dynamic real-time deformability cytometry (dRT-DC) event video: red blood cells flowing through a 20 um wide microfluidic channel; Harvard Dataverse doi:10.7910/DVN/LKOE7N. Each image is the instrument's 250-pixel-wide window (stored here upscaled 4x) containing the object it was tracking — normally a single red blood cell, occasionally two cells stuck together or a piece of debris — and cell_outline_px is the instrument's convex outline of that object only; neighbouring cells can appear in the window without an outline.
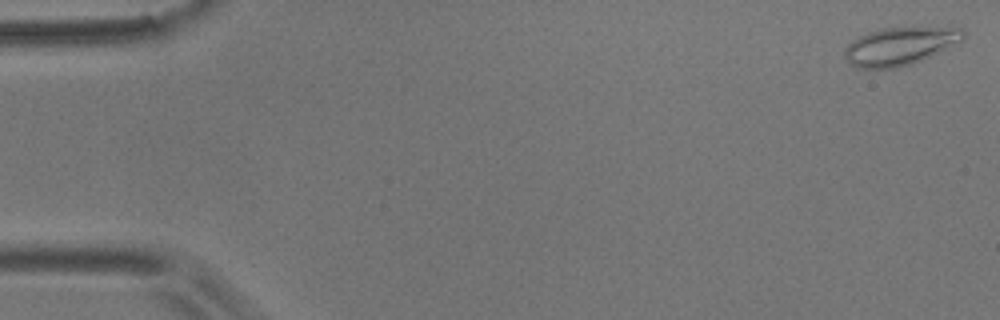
{"species": "common noctule bat (a hibernating species)", "species_latin": "Nyctalus noctula", "temperature_condition": "room temperature", "stored_images_in_passage": 5, "camera_frame_rate_fps": 3000, "um_per_image_px": 0.085, "animal": {"sex": "male", "body_mass_g": 17.9}, "frame": {"image": 1, "passage_image": 1, "time_ms": 0.0, "image_size_px": [1000, 320], "cell_outline_px": [[964, 40], [912, 64], [896, 68], [856, 68], [844, 56], [844, 48], [852, 40], [868, 32], [880, 28], [964, 28]], "centroid_in_image_um": [76.46, 3.93], "position_along_channel_um": 8.5, "area_um2": 25.89}}
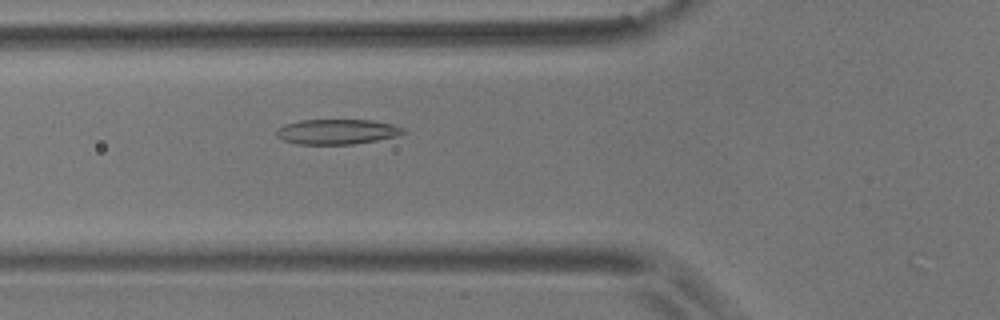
{"frame": {"image": 2, "passage_image": 5, "time_ms": 6.333, "image_size_px": [1000, 320], "cell_outline_px": [[408, 132], [396, 136], [376, 140], [352, 144], [296, 144], [280, 140], [276, 136], [276, 128], [284, 124], [300, 120], [372, 120], [392, 124], [404, 128]], "centroid_in_image_um": [28.6, 11.19], "position_along_channel_um": 97.2, "area_um2": 18.73}}